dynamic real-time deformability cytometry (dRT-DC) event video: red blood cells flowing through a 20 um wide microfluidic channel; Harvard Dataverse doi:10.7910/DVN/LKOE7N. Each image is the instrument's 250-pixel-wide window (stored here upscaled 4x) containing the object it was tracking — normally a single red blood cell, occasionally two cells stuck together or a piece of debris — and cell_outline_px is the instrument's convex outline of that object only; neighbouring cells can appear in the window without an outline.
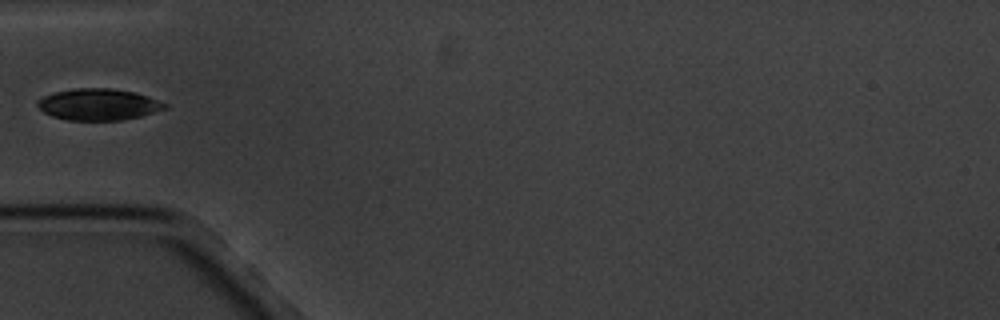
{"species": "common noctule bat (a hibernating species)", "species_latin": "Nyctalus noctula", "temperature_condition": "cold", "stored_images_in_passage": 17, "camera_frame_rate_fps": 3000, "um_per_image_px": 0.085, "animal": {"sex": "male", "body_mass_g": 20.1, "forearm_length_mm": 53.5}, "frame": {"image": 1, "passage_image": 6, "time_ms": 6.0, "image_size_px": [1000, 320], "cell_outline_px": [[168, 108], [140, 116], [124, 120], [68, 120], [52, 116], [44, 112], [36, 104], [36, 100], [44, 96], [56, 92], [76, 88], [112, 88], [136, 92], [168, 104]], "centroid_in_image_um": [8.38, 8.87], "position_along_channel_um": 76.6, "area_um2": 23.35}}
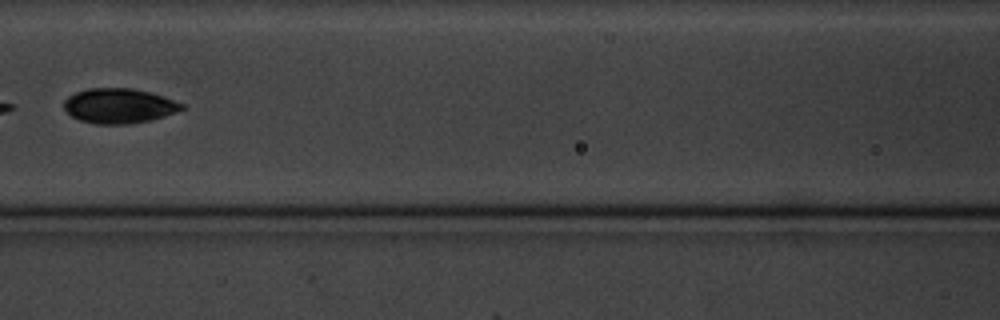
{"frame": {"image": 2, "passage_image": 8, "time_ms": 8.333, "image_size_px": [1000, 320], "cell_outline_px": [[184, 108], [176, 112], [164, 116], [148, 120], [128, 124], [96, 124], [80, 120], [72, 116], [64, 108], [64, 100], [68, 96], [76, 92], [88, 88], [132, 88], [164, 96], [184, 104]], "centroid_in_image_um": [10.11, 8.99], "position_along_channel_um": 156.5, "area_um2": 23.81}}
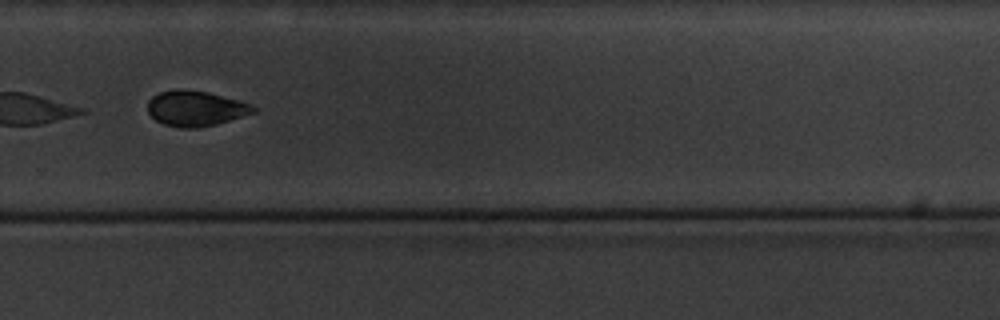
{"frame": {"image": 3, "passage_image": 12, "time_ms": 13.0, "image_size_px": [1000, 320], "cell_outline_px": [[256, 112], [216, 124], [196, 128], [180, 128], [164, 124], [156, 120], [148, 112], [148, 100], [152, 96], [160, 92], [176, 88], [180, 88], [208, 92], [236, 100], [248, 104], [256, 108]], "centroid_in_image_um": [16.58, 9.21], "position_along_channel_um": 313.2, "area_um2": 21.62}, "authors_computed_cell_mechanics": {"area_um2": 24.2182, "velocity_mm_per_s": 3.3685, "shape_relaxation_time_tau1_ms": 2.6135, "shape_relaxation_time_tau2_ms": null, "deformation_change_tau1": 0.08, "deformation_change_tau2": null}}